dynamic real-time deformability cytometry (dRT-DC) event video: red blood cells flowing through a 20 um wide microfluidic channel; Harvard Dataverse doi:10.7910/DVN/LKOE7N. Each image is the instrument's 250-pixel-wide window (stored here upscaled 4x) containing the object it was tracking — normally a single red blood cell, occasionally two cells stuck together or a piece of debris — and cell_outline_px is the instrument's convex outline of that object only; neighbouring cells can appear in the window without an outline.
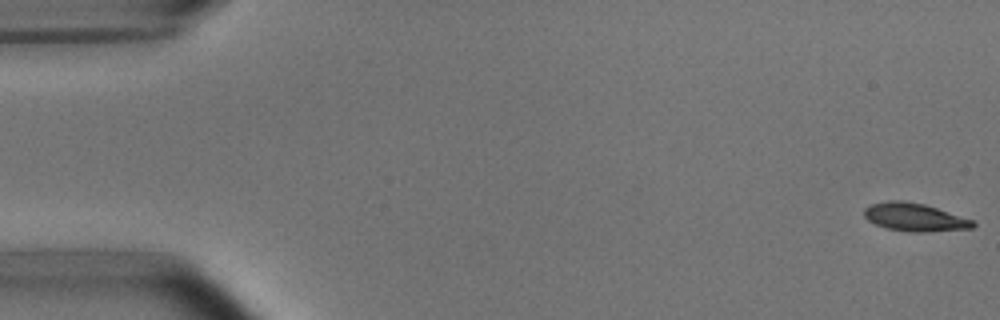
{"species": "common noctule bat (a hibernating species)", "species_latin": "Nyctalus noctula", "temperature_condition": "room temperature", "stored_images_in_passage": 53, "camera_frame_rate_fps": 3000, "um_per_image_px": 0.085, "animal": {"sex": "male", "body_mass_g": 15.6}, "frame": {"image": 1, "passage_image": 1, "time_ms": 0.0, "image_size_px": [1000, 320], "cell_outline_px": [[976, 224], [972, 228], [928, 232], [912, 232], [888, 228], [876, 224], [868, 220], [864, 216], [864, 208], [872, 204], [888, 200], [900, 200], [924, 204], [972, 220]], "centroid_in_image_um": [77.72, 18.46], "position_along_channel_um": 7.3, "area_um2": 17.51}}
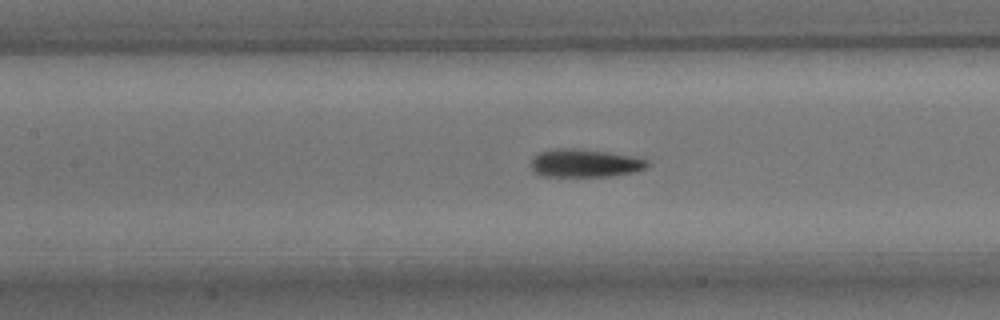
{"frame": {"image": 2, "passage_image": 24, "time_ms": 7.667, "image_size_px": [1000, 320], "cell_outline_px": [[652, 164], [648, 168], [636, 172], [608, 176], [540, 176], [532, 172], [532, 160], [540, 152], [556, 148], [572, 148], [608, 152], [632, 156], [648, 160]], "centroid_in_image_um": [49.76, 13.87], "position_along_channel_um": 157.6, "area_um2": 19.13}}
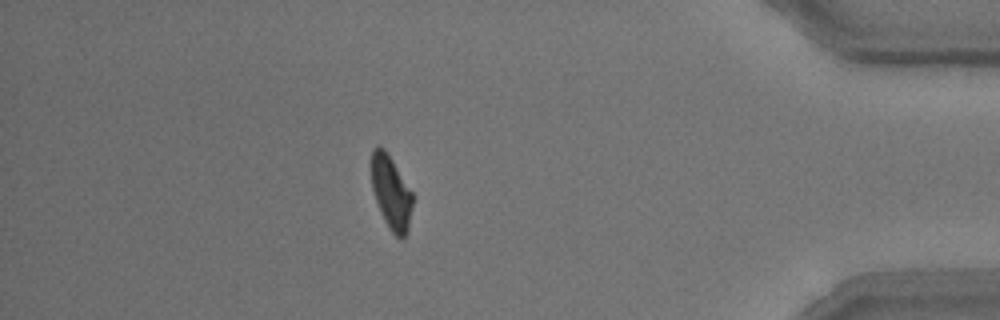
{"frame": {"image": 3, "passage_image": 47, "time_ms": 15.333, "image_size_px": [1000, 320], "cell_outline_px": [[412, 204], [408, 232], [400, 240], [388, 228], [380, 212], [372, 188], [372, 148], [380, 144], [388, 152], [412, 192]], "centroid_in_image_um": [33.24, 16.35], "position_along_channel_um": 402.0, "area_um2": 17.69}, "authors_computed_cell_mechanics": {"area_um2": 18.4382, "velocity_mm_per_s": 3.7402, "shape_relaxation_time_tau1_ms": 3.6749, "shape_relaxation_time_tau2_ms": 2.6841, "deformation_change_tau1": 0.1381, "deformation_change_tau2": 0.0942}}